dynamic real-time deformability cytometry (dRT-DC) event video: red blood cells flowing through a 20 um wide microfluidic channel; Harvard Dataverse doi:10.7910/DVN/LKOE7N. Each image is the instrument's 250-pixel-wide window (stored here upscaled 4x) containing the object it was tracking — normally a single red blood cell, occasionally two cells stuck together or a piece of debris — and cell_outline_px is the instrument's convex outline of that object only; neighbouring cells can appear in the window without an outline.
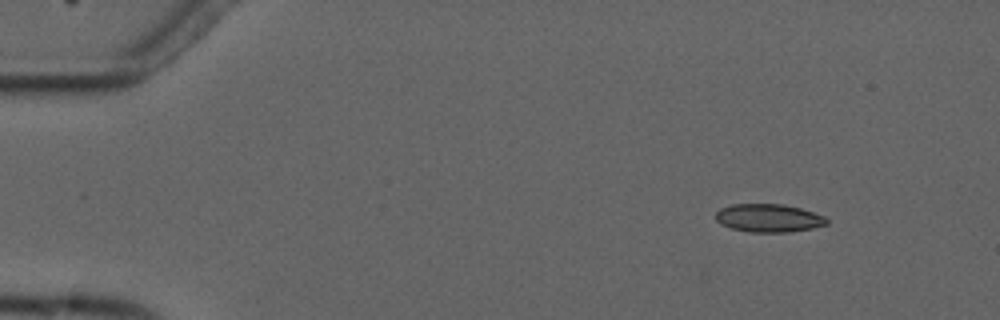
{"species": "common noctule bat (a hibernating species)", "species_latin": "Nyctalus noctula", "temperature_condition": "cold", "stored_images_in_passage": 6, "camera_frame_rate_fps": 3000, "um_per_image_px": 0.085, "animal": {"sex": "male", "forearm_length_mm": 52.5}, "frame": {"image": 1, "passage_image": 2, "time_ms": 1.333, "image_size_px": [1000, 320], "cell_outline_px": [[828, 224], [812, 228], [792, 232], [748, 232], [732, 228], [720, 224], [716, 220], [716, 212], [720, 208], [732, 204], [784, 204], [800, 208], [824, 216], [828, 220]], "centroid_in_image_um": [65.33, 18.53], "position_along_channel_um": 19.7, "area_um2": 18.26}}